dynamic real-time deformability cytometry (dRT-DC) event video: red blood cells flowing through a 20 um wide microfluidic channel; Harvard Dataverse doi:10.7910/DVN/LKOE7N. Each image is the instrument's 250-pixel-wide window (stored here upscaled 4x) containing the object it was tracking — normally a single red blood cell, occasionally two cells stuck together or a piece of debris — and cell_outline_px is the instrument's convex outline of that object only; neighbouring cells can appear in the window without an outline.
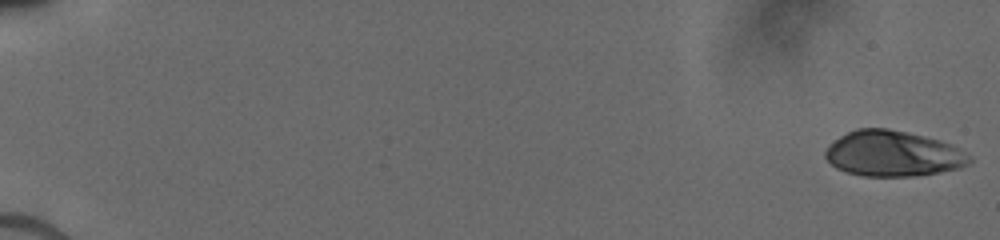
{"species": "human", "species_latin": "Homo sapiens", "temperature_condition": "cold", "stored_images_in_passage": 19, "camera_frame_rate_fps": 3000, "um_per_image_px": 0.085, "donor": {"sex": "male"}, "frame": {"image": 1, "passage_image": 1, "time_ms": 0.0, "image_size_px": [1000, 240], "cell_outline_px": [[972, 160], [968, 164], [960, 168], [916, 176], [864, 176], [848, 172], [836, 168], [824, 156], [824, 152], [840, 136], [856, 128], [888, 128], [924, 136], [940, 140], [952, 144], [972, 156]], "centroid_in_image_um": [75.94, 13.06], "position_along_channel_um": 9.1, "area_um2": 38.21}}
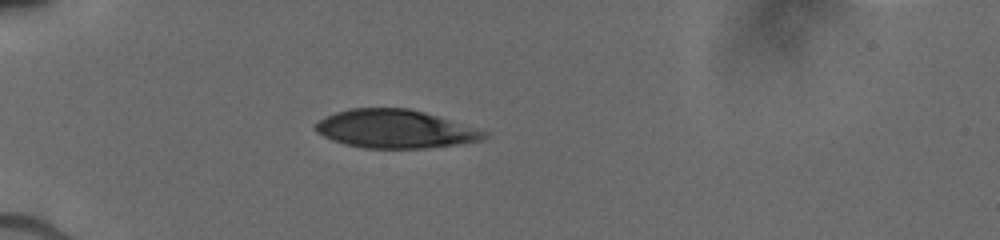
{"frame": {"image": 2, "passage_image": 15, "time_ms": 5.333, "image_size_px": [1000, 240], "cell_outline_px": [[488, 136], [480, 140], [456, 144], [424, 148], [364, 148], [344, 144], [332, 140], [316, 132], [312, 128], [324, 116], [348, 108], [408, 108], [424, 112], [488, 132]], "centroid_in_image_um": [33.52, 10.96], "position_along_channel_um": 51.5, "area_um2": 37.45}}
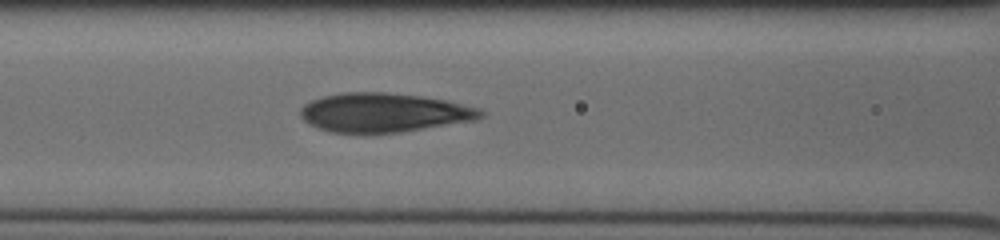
{"frame": {"image": 3, "passage_image": 19, "time_ms": 8.0, "image_size_px": [1000, 240], "cell_outline_px": [[484, 116], [476, 120], [400, 132], [368, 136], [360, 136], [332, 132], [320, 128], [304, 120], [300, 116], [300, 108], [304, 104], [312, 100], [324, 96], [344, 92], [384, 92], [420, 96], [444, 100], [480, 108], [484, 112]], "centroid_in_image_um": [32.6, 9.6], "position_along_channel_um": 134.0, "area_um2": 41.67}}